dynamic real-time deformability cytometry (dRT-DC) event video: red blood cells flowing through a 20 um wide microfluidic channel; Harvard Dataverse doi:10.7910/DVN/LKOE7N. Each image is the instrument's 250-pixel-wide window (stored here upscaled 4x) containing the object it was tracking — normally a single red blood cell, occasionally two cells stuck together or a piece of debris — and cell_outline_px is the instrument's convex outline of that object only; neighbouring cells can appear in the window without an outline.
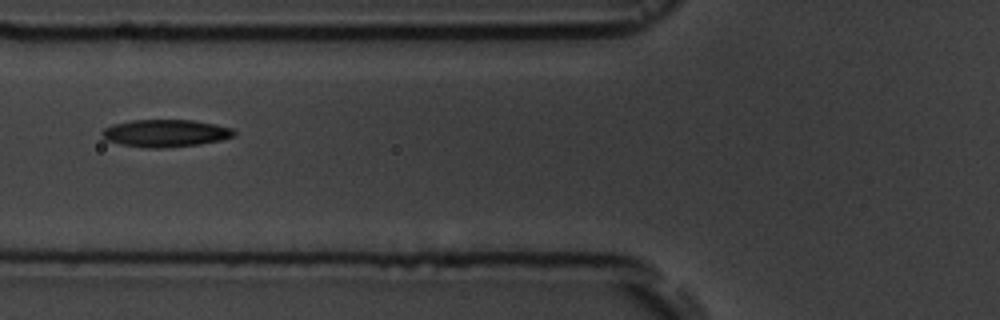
{"species": "common noctule bat (a hibernating species)", "species_latin": "Nyctalus noctula", "temperature_condition": "room temperature", "stored_images_in_passage": 5, "camera_frame_rate_fps": 3000, "um_per_image_px": 0.085, "animal": {"sex": "male", "body_mass_g": 19.5, "forearm_length_mm": 54.6}, "frame": {"image": 1, "passage_image": 3, "time_ms": 2.333, "image_size_px": [1000, 320], "cell_outline_px": [[236, 136], [220, 140], [200, 144], [164, 148], [144, 148], [120, 144], [104, 140], [100, 132], [104, 128], [112, 124], [132, 120], [192, 120], [216, 124], [232, 128], [236, 132]], "centroid_in_image_um": [14.04, 11.32], "position_along_channel_um": 111.8, "area_um2": 21.33}}
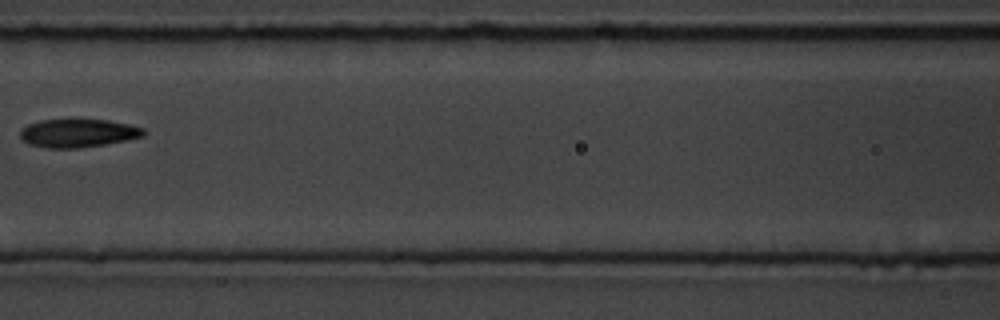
{"frame": {"image": 2, "passage_image": 4, "time_ms": 3.667, "image_size_px": [1000, 320], "cell_outline_px": [[144, 136], [128, 140], [80, 148], [48, 148], [28, 144], [20, 136], [20, 132], [28, 124], [40, 120], [108, 120], [128, 124], [144, 128]], "centroid_in_image_um": [6.64, 11.32], "position_along_channel_um": 160.0, "area_um2": 20.17}}
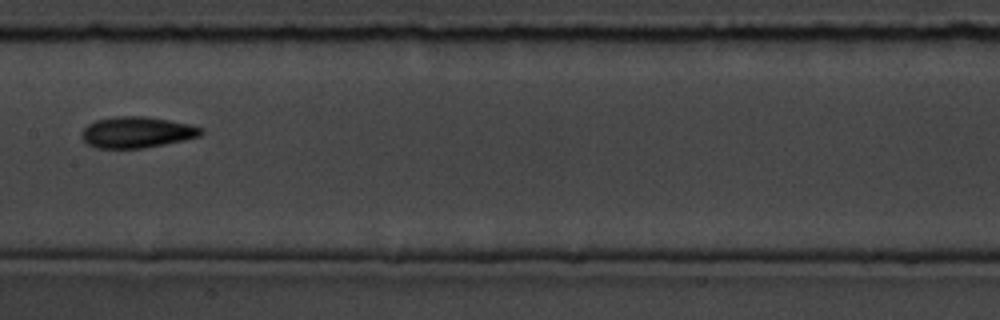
{"frame": {"image": 3, "passage_image": 5, "time_ms": 4.667, "image_size_px": [1000, 320], "cell_outline_px": [[204, 132], [200, 136], [184, 140], [144, 148], [96, 148], [88, 144], [80, 136], [80, 132], [88, 124], [96, 120], [112, 116], [144, 116], [192, 124], [204, 128]], "centroid_in_image_um": [11.64, 11.23], "position_along_channel_um": 195.8, "area_um2": 21.85}}